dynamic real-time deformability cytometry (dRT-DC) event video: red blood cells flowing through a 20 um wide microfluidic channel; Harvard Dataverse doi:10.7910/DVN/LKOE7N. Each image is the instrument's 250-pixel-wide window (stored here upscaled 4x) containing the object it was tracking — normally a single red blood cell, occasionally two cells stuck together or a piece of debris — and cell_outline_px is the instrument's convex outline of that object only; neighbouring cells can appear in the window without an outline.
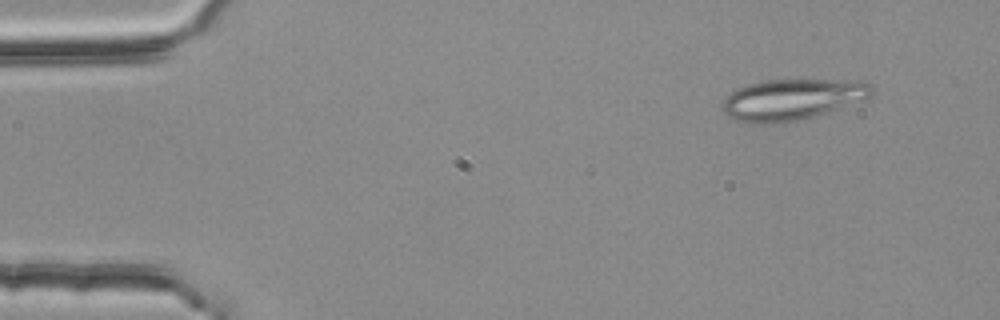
{"species": "common noctule bat (a hibernating species)", "species_latin": "Nyctalus noctula", "temperature_condition": "room temperature", "stored_images_in_passage": 2, "camera_frame_rate_fps": 3000, "um_per_image_px": 0.085, "animal": {"sex": "female", "body_mass_g": 25.1}, "frame": {"image": 1, "passage_image": 2, "time_ms": 0.333, "image_size_px": [1000, 320], "cell_outline_px": [[876, 92], [872, 96], [864, 100], [816, 116], [800, 120], [780, 124], [748, 124], [736, 120], [728, 116], [724, 112], [720, 104], [736, 88], [748, 84], [764, 80], [860, 80], [872, 84]], "centroid_in_image_um": [67.36, 8.47], "position_along_channel_um": 17.6, "area_um2": 36.41}}